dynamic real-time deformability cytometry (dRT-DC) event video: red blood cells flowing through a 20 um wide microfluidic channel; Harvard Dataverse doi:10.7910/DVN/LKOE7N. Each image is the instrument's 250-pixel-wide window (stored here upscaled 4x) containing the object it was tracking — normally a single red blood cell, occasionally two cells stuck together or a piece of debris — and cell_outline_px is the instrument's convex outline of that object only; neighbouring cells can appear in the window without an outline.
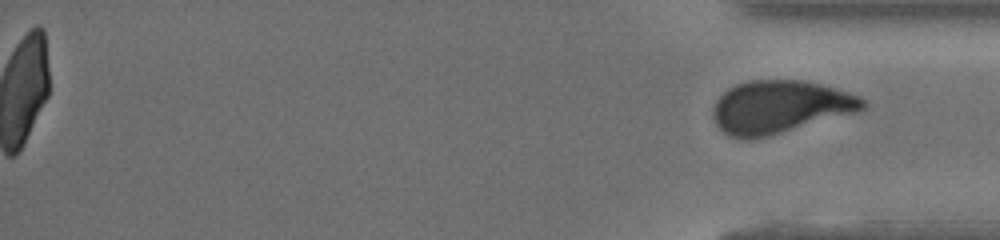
{"species": "human", "species_latin": "Homo sapiens", "temperature_condition": "cold", "stored_images_in_passage": 46, "segment_of_instrument_passage": [2, 2], "camera_frame_rate_fps": 3000, "um_per_image_px": 0.085, "donor": {"sex": "male"}, "frame": {"image": 1, "passage_image": 46, "time_ms": 15.0, "image_size_px": [1000, 240], "cell_outline_px": [[868, 104], [864, 108], [856, 112], [768, 136], [748, 140], [728, 136], [716, 124], [712, 116], [712, 108], [716, 100], [728, 88], [736, 84], [748, 80], [800, 80], [820, 84], [860, 96], [868, 100]], "centroid_in_image_um": [66.27, 9.09], "position_along_channel_um": 368.9, "area_um2": 46.07}}